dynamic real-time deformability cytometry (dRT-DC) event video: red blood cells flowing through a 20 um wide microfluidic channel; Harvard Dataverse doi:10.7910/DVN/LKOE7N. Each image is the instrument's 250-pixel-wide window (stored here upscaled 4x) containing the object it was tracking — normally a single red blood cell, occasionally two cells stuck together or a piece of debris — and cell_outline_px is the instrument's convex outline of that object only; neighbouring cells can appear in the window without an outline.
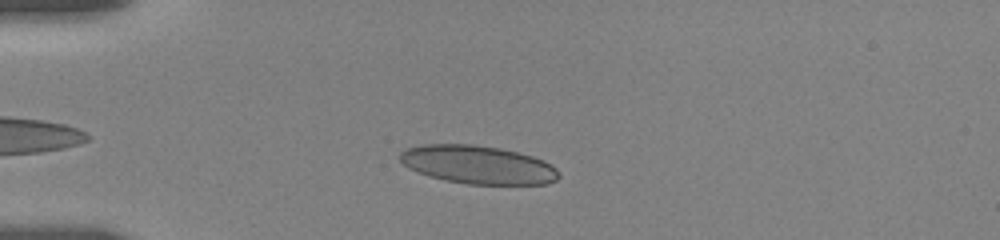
{"species": "human", "species_latin": "Homo sapiens", "temperature_condition": "room temperature", "stored_images_in_passage": 49, "camera_frame_rate_fps": 3000, "um_per_image_px": 0.085, "donor": {"sex": "female"}, "frame": {"image": 1, "passage_image": 8, "time_ms": 2.333, "image_size_px": [1000, 240], "cell_outline_px": [[560, 176], [556, 180], [548, 184], [468, 184], [444, 180], [408, 168], [400, 160], [400, 152], [408, 148], [424, 144], [472, 144], [500, 148], [532, 156], [544, 160], [552, 164], [560, 172]], "centroid_in_image_um": [40.67, 14.0], "position_along_channel_um": 44.3, "area_um2": 35.37}}
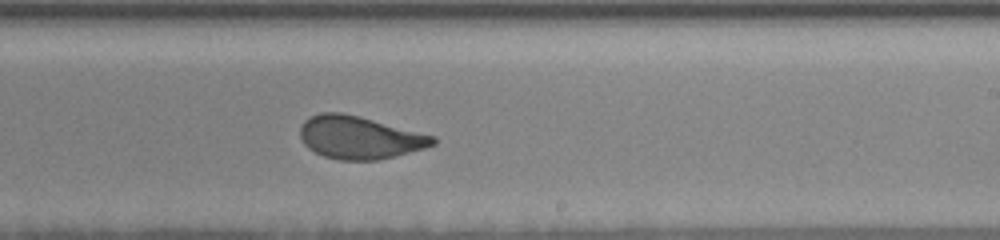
{"frame": {"image": 2, "passage_image": 28, "time_ms": 9.0, "image_size_px": [1000, 240], "cell_outline_px": [[436, 144], [424, 148], [380, 160], [340, 160], [324, 156], [308, 148], [304, 144], [300, 136], [300, 124], [304, 120], [320, 112], [340, 112], [360, 116], [436, 136]], "centroid_in_image_um": [30.56, 11.68], "position_along_channel_um": 258.4, "area_um2": 33.18}}
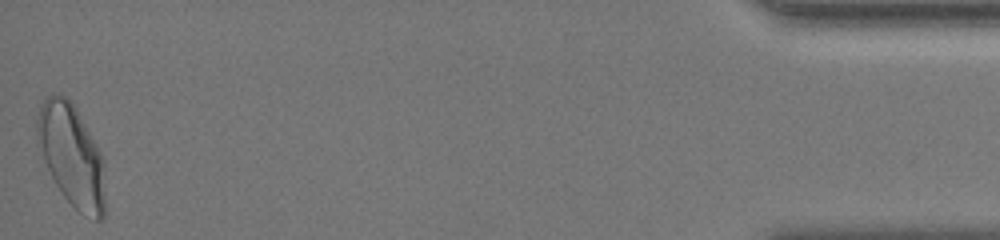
{"frame": {"image": 3, "passage_image": 49, "time_ms": 16.0, "image_size_px": [1000, 240], "cell_outline_px": [[104, 216], [100, 220], [96, 220], [84, 216], [64, 196], [56, 184], [44, 160], [36, 140], [36, 120], [40, 104], [48, 96], [60, 92], [68, 96], [76, 108], [96, 144], [104, 160]], "centroid_in_image_um": [6.07, 13.17], "position_along_channel_um": 429.1, "area_um2": 40.4}, "authors_computed_cell_mechanics": {"area_um2": 34.391, "velocity_mm_per_s": 3.6155, "shape_relaxation_time_tau1_ms": 9.7054, "shape_relaxation_time_tau2_ms": 0.8147, "deformation_change_tau1": 0.2197, "deformation_change_tau2": 0.0788}}